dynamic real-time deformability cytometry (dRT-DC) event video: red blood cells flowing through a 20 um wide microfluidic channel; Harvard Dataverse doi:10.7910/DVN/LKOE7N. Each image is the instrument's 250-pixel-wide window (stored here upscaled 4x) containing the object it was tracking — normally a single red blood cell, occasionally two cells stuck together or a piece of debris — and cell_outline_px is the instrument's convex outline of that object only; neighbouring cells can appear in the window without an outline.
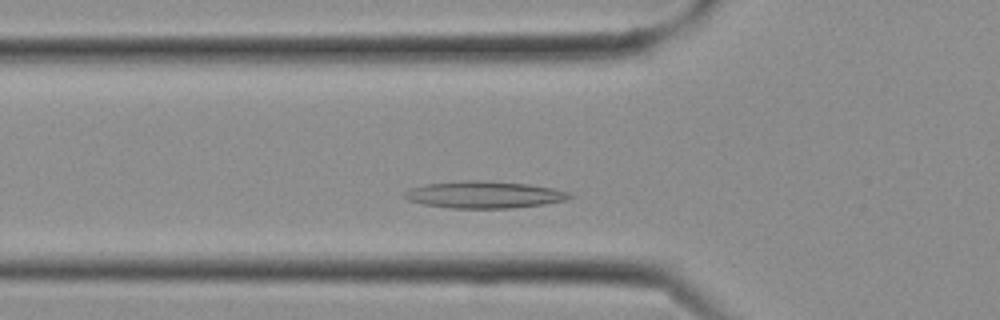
{"species": "Egyptian fruit bat (a non-hibernating species)", "species_latin": "Rousettus aegyptiacus", "temperature_condition": "cold", "stored_images_in_passage": 8, "camera_frame_rate_fps": 3000, "um_per_image_px": 0.085, "frame": {"image": 1, "passage_image": 4, "time_ms": 1.0, "image_size_px": [1000, 320], "cell_outline_px": [[576, 196], [564, 200], [544, 204], [512, 208], [448, 208], [424, 204], [408, 200], [400, 196], [408, 188], [424, 184], [460, 180], [484, 180], [528, 184], [552, 188], [568, 192]], "centroid_in_image_um": [41.09, 16.54], "position_along_channel_um": 84.7, "area_um2": 26.24}}
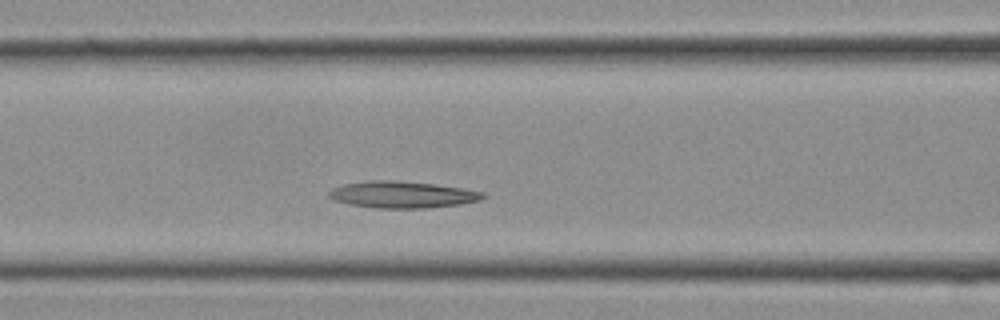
{"frame": {"image": 2, "passage_image": 6, "time_ms": 1.667, "image_size_px": [1000, 320], "cell_outline_px": [[488, 196], [480, 200], [460, 204], [424, 208], [376, 208], [348, 204], [332, 200], [328, 196], [328, 192], [332, 188], [344, 184], [368, 180], [396, 180], [432, 184], [460, 188], [484, 192]], "centroid_in_image_um": [34.15, 16.54], "position_along_channel_um": 132.4, "area_um2": 23.99}}
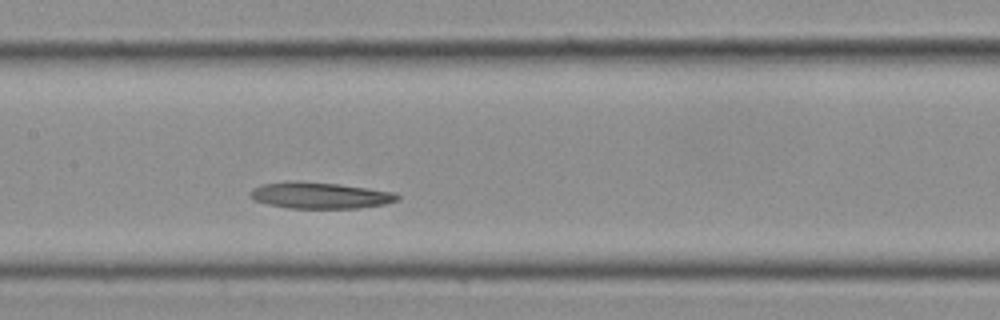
{"frame": {"image": 3, "passage_image": 8, "time_ms": 2.333, "image_size_px": [1000, 320], "cell_outline_px": [[400, 200], [384, 204], [356, 208], [288, 208], [268, 204], [252, 200], [248, 196], [248, 192], [252, 188], [260, 184], [292, 180], [300, 180], [340, 184], [396, 192], [400, 196]], "centroid_in_image_um": [27.15, 16.59], "position_along_channel_um": 180.3, "area_um2": 23.06}}